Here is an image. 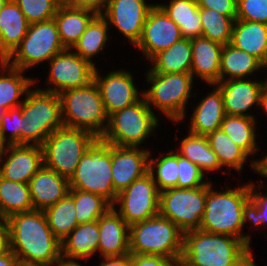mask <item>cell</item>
<instances>
[{"label": "cell", "instance_id": "6da1fadb", "mask_svg": "<svg viewBox=\"0 0 267 266\" xmlns=\"http://www.w3.org/2000/svg\"><path fill=\"white\" fill-rule=\"evenodd\" d=\"M9 249L22 264L54 266L61 257V242L53 235L43 210L16 213L5 219Z\"/></svg>", "mask_w": 267, "mask_h": 266}, {"label": "cell", "instance_id": "7a4b0ae2", "mask_svg": "<svg viewBox=\"0 0 267 266\" xmlns=\"http://www.w3.org/2000/svg\"><path fill=\"white\" fill-rule=\"evenodd\" d=\"M180 261L187 266H256L241 239L201 229L184 232Z\"/></svg>", "mask_w": 267, "mask_h": 266}, {"label": "cell", "instance_id": "3957f363", "mask_svg": "<svg viewBox=\"0 0 267 266\" xmlns=\"http://www.w3.org/2000/svg\"><path fill=\"white\" fill-rule=\"evenodd\" d=\"M211 188L212 184L209 181L205 211L199 229L239 238L250 248V236L241 233L247 221L250 183L223 192H217Z\"/></svg>", "mask_w": 267, "mask_h": 266}, {"label": "cell", "instance_id": "277c9868", "mask_svg": "<svg viewBox=\"0 0 267 266\" xmlns=\"http://www.w3.org/2000/svg\"><path fill=\"white\" fill-rule=\"evenodd\" d=\"M26 95L21 104V145L42 146L49 135L64 126L60 97L40 88L30 89Z\"/></svg>", "mask_w": 267, "mask_h": 266}, {"label": "cell", "instance_id": "5b68a950", "mask_svg": "<svg viewBox=\"0 0 267 266\" xmlns=\"http://www.w3.org/2000/svg\"><path fill=\"white\" fill-rule=\"evenodd\" d=\"M184 232L168 218L154 216L129 226L131 254L160 255L180 261Z\"/></svg>", "mask_w": 267, "mask_h": 266}, {"label": "cell", "instance_id": "8992f818", "mask_svg": "<svg viewBox=\"0 0 267 266\" xmlns=\"http://www.w3.org/2000/svg\"><path fill=\"white\" fill-rule=\"evenodd\" d=\"M59 97L64 126L89 131L96 137L104 134L108 115L94 80L86 86L64 90Z\"/></svg>", "mask_w": 267, "mask_h": 266}, {"label": "cell", "instance_id": "52a82bcc", "mask_svg": "<svg viewBox=\"0 0 267 266\" xmlns=\"http://www.w3.org/2000/svg\"><path fill=\"white\" fill-rule=\"evenodd\" d=\"M111 168V144L97 137L69 179L70 189L99 194L113 205L117 193L113 187Z\"/></svg>", "mask_w": 267, "mask_h": 266}, {"label": "cell", "instance_id": "ba28073f", "mask_svg": "<svg viewBox=\"0 0 267 266\" xmlns=\"http://www.w3.org/2000/svg\"><path fill=\"white\" fill-rule=\"evenodd\" d=\"M65 49L54 18L29 24L27 34L21 43L5 60H0V66L3 73L9 66L25 71L35 64L50 61L57 53Z\"/></svg>", "mask_w": 267, "mask_h": 266}, {"label": "cell", "instance_id": "9c48e42d", "mask_svg": "<svg viewBox=\"0 0 267 266\" xmlns=\"http://www.w3.org/2000/svg\"><path fill=\"white\" fill-rule=\"evenodd\" d=\"M97 137L86 130L63 126L42 144L43 165L70 179L87 148Z\"/></svg>", "mask_w": 267, "mask_h": 266}, {"label": "cell", "instance_id": "30bf717a", "mask_svg": "<svg viewBox=\"0 0 267 266\" xmlns=\"http://www.w3.org/2000/svg\"><path fill=\"white\" fill-rule=\"evenodd\" d=\"M158 123L152 108L142 97L134 104L110 114L101 138L111 145L139 147Z\"/></svg>", "mask_w": 267, "mask_h": 266}, {"label": "cell", "instance_id": "8fae6325", "mask_svg": "<svg viewBox=\"0 0 267 266\" xmlns=\"http://www.w3.org/2000/svg\"><path fill=\"white\" fill-rule=\"evenodd\" d=\"M147 81L152 86L142 92L148 106H155L177 123L185 118V107L191 95L193 77L191 73L160 74L147 72ZM152 104V105H151Z\"/></svg>", "mask_w": 267, "mask_h": 266}, {"label": "cell", "instance_id": "7c38bea8", "mask_svg": "<svg viewBox=\"0 0 267 266\" xmlns=\"http://www.w3.org/2000/svg\"><path fill=\"white\" fill-rule=\"evenodd\" d=\"M207 184L196 188H171L159 194V215L183 232L200 228L205 211Z\"/></svg>", "mask_w": 267, "mask_h": 266}, {"label": "cell", "instance_id": "4fadbf2b", "mask_svg": "<svg viewBox=\"0 0 267 266\" xmlns=\"http://www.w3.org/2000/svg\"><path fill=\"white\" fill-rule=\"evenodd\" d=\"M159 190L150 172L117 194L120 216L131 226L159 214Z\"/></svg>", "mask_w": 267, "mask_h": 266}, {"label": "cell", "instance_id": "5bb4252c", "mask_svg": "<svg viewBox=\"0 0 267 266\" xmlns=\"http://www.w3.org/2000/svg\"><path fill=\"white\" fill-rule=\"evenodd\" d=\"M71 49L57 53L50 61L49 84L54 87L44 91L60 94L62 91L83 87L94 80L96 66Z\"/></svg>", "mask_w": 267, "mask_h": 266}, {"label": "cell", "instance_id": "9a60e30c", "mask_svg": "<svg viewBox=\"0 0 267 266\" xmlns=\"http://www.w3.org/2000/svg\"><path fill=\"white\" fill-rule=\"evenodd\" d=\"M181 38L183 37L180 28L156 4L150 9L140 40L135 46L150 60L154 55L168 49Z\"/></svg>", "mask_w": 267, "mask_h": 266}, {"label": "cell", "instance_id": "2e32d148", "mask_svg": "<svg viewBox=\"0 0 267 266\" xmlns=\"http://www.w3.org/2000/svg\"><path fill=\"white\" fill-rule=\"evenodd\" d=\"M153 6L146 4L145 0H108L102 15L109 25L119 29L135 46L140 40L147 15Z\"/></svg>", "mask_w": 267, "mask_h": 266}, {"label": "cell", "instance_id": "e0dca14e", "mask_svg": "<svg viewBox=\"0 0 267 266\" xmlns=\"http://www.w3.org/2000/svg\"><path fill=\"white\" fill-rule=\"evenodd\" d=\"M105 76L102 79L97 68H95L94 81L99 87L108 116L141 99L130 72L122 69L121 71H112Z\"/></svg>", "mask_w": 267, "mask_h": 266}, {"label": "cell", "instance_id": "ac0fdd59", "mask_svg": "<svg viewBox=\"0 0 267 266\" xmlns=\"http://www.w3.org/2000/svg\"><path fill=\"white\" fill-rule=\"evenodd\" d=\"M150 152L138 147L111 145L112 179L118 194L149 172Z\"/></svg>", "mask_w": 267, "mask_h": 266}, {"label": "cell", "instance_id": "d6986e66", "mask_svg": "<svg viewBox=\"0 0 267 266\" xmlns=\"http://www.w3.org/2000/svg\"><path fill=\"white\" fill-rule=\"evenodd\" d=\"M7 149V150H6ZM4 156L9 154L5 162L0 158V176L6 180L27 183L43 166L42 146L7 145Z\"/></svg>", "mask_w": 267, "mask_h": 266}, {"label": "cell", "instance_id": "ffe728a7", "mask_svg": "<svg viewBox=\"0 0 267 266\" xmlns=\"http://www.w3.org/2000/svg\"><path fill=\"white\" fill-rule=\"evenodd\" d=\"M223 98L224 112L227 115L247 116L253 115L244 113L256 103L260 105V98L263 92L261 81L249 79H230L216 83Z\"/></svg>", "mask_w": 267, "mask_h": 266}, {"label": "cell", "instance_id": "44dd1931", "mask_svg": "<svg viewBox=\"0 0 267 266\" xmlns=\"http://www.w3.org/2000/svg\"><path fill=\"white\" fill-rule=\"evenodd\" d=\"M98 250L102 257L122 256L130 253L129 225L112 206L98 219Z\"/></svg>", "mask_w": 267, "mask_h": 266}, {"label": "cell", "instance_id": "7402d4cb", "mask_svg": "<svg viewBox=\"0 0 267 266\" xmlns=\"http://www.w3.org/2000/svg\"><path fill=\"white\" fill-rule=\"evenodd\" d=\"M34 210H45L63 199L70 189L69 179L44 165L28 182Z\"/></svg>", "mask_w": 267, "mask_h": 266}, {"label": "cell", "instance_id": "603a6c76", "mask_svg": "<svg viewBox=\"0 0 267 266\" xmlns=\"http://www.w3.org/2000/svg\"><path fill=\"white\" fill-rule=\"evenodd\" d=\"M192 65L190 73L215 86L219 82L223 45L205 37L191 38Z\"/></svg>", "mask_w": 267, "mask_h": 266}, {"label": "cell", "instance_id": "cb8c5ba5", "mask_svg": "<svg viewBox=\"0 0 267 266\" xmlns=\"http://www.w3.org/2000/svg\"><path fill=\"white\" fill-rule=\"evenodd\" d=\"M29 23L14 0L0 10V60H5L21 43Z\"/></svg>", "mask_w": 267, "mask_h": 266}, {"label": "cell", "instance_id": "d4e9b609", "mask_svg": "<svg viewBox=\"0 0 267 266\" xmlns=\"http://www.w3.org/2000/svg\"><path fill=\"white\" fill-rule=\"evenodd\" d=\"M230 44L262 63L267 61V24L235 20L232 27Z\"/></svg>", "mask_w": 267, "mask_h": 266}, {"label": "cell", "instance_id": "484cf974", "mask_svg": "<svg viewBox=\"0 0 267 266\" xmlns=\"http://www.w3.org/2000/svg\"><path fill=\"white\" fill-rule=\"evenodd\" d=\"M97 14L62 2L54 16L63 46L71 49Z\"/></svg>", "mask_w": 267, "mask_h": 266}, {"label": "cell", "instance_id": "4316f807", "mask_svg": "<svg viewBox=\"0 0 267 266\" xmlns=\"http://www.w3.org/2000/svg\"><path fill=\"white\" fill-rule=\"evenodd\" d=\"M215 87L213 92L197 104L194 113H192L189 132L206 136L220 129L225 112L221 91L217 85Z\"/></svg>", "mask_w": 267, "mask_h": 266}, {"label": "cell", "instance_id": "83f0119b", "mask_svg": "<svg viewBox=\"0 0 267 266\" xmlns=\"http://www.w3.org/2000/svg\"><path fill=\"white\" fill-rule=\"evenodd\" d=\"M98 220L77 225L61 241V257L66 260L88 259L98 251Z\"/></svg>", "mask_w": 267, "mask_h": 266}, {"label": "cell", "instance_id": "f1b7e54d", "mask_svg": "<svg viewBox=\"0 0 267 266\" xmlns=\"http://www.w3.org/2000/svg\"><path fill=\"white\" fill-rule=\"evenodd\" d=\"M152 68L148 72L160 74L190 73L192 65V47L190 38H181L168 49L154 55Z\"/></svg>", "mask_w": 267, "mask_h": 266}, {"label": "cell", "instance_id": "f546056e", "mask_svg": "<svg viewBox=\"0 0 267 266\" xmlns=\"http://www.w3.org/2000/svg\"><path fill=\"white\" fill-rule=\"evenodd\" d=\"M158 5L180 28L182 37L191 39L201 36L200 8L196 0H171L169 5Z\"/></svg>", "mask_w": 267, "mask_h": 266}, {"label": "cell", "instance_id": "4dcf8cb0", "mask_svg": "<svg viewBox=\"0 0 267 266\" xmlns=\"http://www.w3.org/2000/svg\"><path fill=\"white\" fill-rule=\"evenodd\" d=\"M262 68V62L251 54L242 51L230 43L223 46L220 60L219 81H224V76L230 79H242Z\"/></svg>", "mask_w": 267, "mask_h": 266}, {"label": "cell", "instance_id": "1f68e13d", "mask_svg": "<svg viewBox=\"0 0 267 266\" xmlns=\"http://www.w3.org/2000/svg\"><path fill=\"white\" fill-rule=\"evenodd\" d=\"M34 210L29 185L9 181L0 176V218Z\"/></svg>", "mask_w": 267, "mask_h": 266}, {"label": "cell", "instance_id": "d6a6232c", "mask_svg": "<svg viewBox=\"0 0 267 266\" xmlns=\"http://www.w3.org/2000/svg\"><path fill=\"white\" fill-rule=\"evenodd\" d=\"M177 153L196 164L203 173L221 168L217 155L210 148L207 137L204 135L189 132V136L181 141Z\"/></svg>", "mask_w": 267, "mask_h": 266}, {"label": "cell", "instance_id": "836d02e7", "mask_svg": "<svg viewBox=\"0 0 267 266\" xmlns=\"http://www.w3.org/2000/svg\"><path fill=\"white\" fill-rule=\"evenodd\" d=\"M108 25L106 18L102 14H97L72 47L76 54L94 66L95 64L90 59L105 47L108 38Z\"/></svg>", "mask_w": 267, "mask_h": 266}, {"label": "cell", "instance_id": "e575fe53", "mask_svg": "<svg viewBox=\"0 0 267 266\" xmlns=\"http://www.w3.org/2000/svg\"><path fill=\"white\" fill-rule=\"evenodd\" d=\"M255 118L225 114L220 129L248 155L257 152ZM257 147V148H256ZM256 151V152H255Z\"/></svg>", "mask_w": 267, "mask_h": 266}, {"label": "cell", "instance_id": "d590c367", "mask_svg": "<svg viewBox=\"0 0 267 266\" xmlns=\"http://www.w3.org/2000/svg\"><path fill=\"white\" fill-rule=\"evenodd\" d=\"M44 213L53 235L60 242L78 225L75 203L69 194L56 204L47 207Z\"/></svg>", "mask_w": 267, "mask_h": 266}, {"label": "cell", "instance_id": "8d00e7d4", "mask_svg": "<svg viewBox=\"0 0 267 266\" xmlns=\"http://www.w3.org/2000/svg\"><path fill=\"white\" fill-rule=\"evenodd\" d=\"M210 148L217 155L219 163L222 166H228L237 171L243 169V163L249 156L241 147L237 146L233 140L222 131L217 129L206 135Z\"/></svg>", "mask_w": 267, "mask_h": 266}, {"label": "cell", "instance_id": "74e56055", "mask_svg": "<svg viewBox=\"0 0 267 266\" xmlns=\"http://www.w3.org/2000/svg\"><path fill=\"white\" fill-rule=\"evenodd\" d=\"M68 194L75 203L78 225L97 221L112 207V204L99 194L76 189H69Z\"/></svg>", "mask_w": 267, "mask_h": 266}, {"label": "cell", "instance_id": "f35d334b", "mask_svg": "<svg viewBox=\"0 0 267 266\" xmlns=\"http://www.w3.org/2000/svg\"><path fill=\"white\" fill-rule=\"evenodd\" d=\"M9 71V72H8ZM25 72L21 69L10 66L7 76L0 75V107L9 110L19 107L21 103L17 101L21 95L27 94L30 86L34 83L33 78L22 76Z\"/></svg>", "mask_w": 267, "mask_h": 266}, {"label": "cell", "instance_id": "ab89813d", "mask_svg": "<svg viewBox=\"0 0 267 266\" xmlns=\"http://www.w3.org/2000/svg\"><path fill=\"white\" fill-rule=\"evenodd\" d=\"M200 20L202 37L223 46L230 43L234 23L231 17L218 13L214 9L200 8Z\"/></svg>", "mask_w": 267, "mask_h": 266}, {"label": "cell", "instance_id": "60d3db41", "mask_svg": "<svg viewBox=\"0 0 267 266\" xmlns=\"http://www.w3.org/2000/svg\"><path fill=\"white\" fill-rule=\"evenodd\" d=\"M156 167V169H154ZM149 172L157 185L159 192L167 189L177 188L178 183V153L169 151L159 161L149 158ZM156 170V176L154 171ZM155 176V177H154Z\"/></svg>", "mask_w": 267, "mask_h": 266}, {"label": "cell", "instance_id": "b9f144b4", "mask_svg": "<svg viewBox=\"0 0 267 266\" xmlns=\"http://www.w3.org/2000/svg\"><path fill=\"white\" fill-rule=\"evenodd\" d=\"M29 24L53 19L63 0H14Z\"/></svg>", "mask_w": 267, "mask_h": 266}, {"label": "cell", "instance_id": "7bdbcfd3", "mask_svg": "<svg viewBox=\"0 0 267 266\" xmlns=\"http://www.w3.org/2000/svg\"><path fill=\"white\" fill-rule=\"evenodd\" d=\"M178 183L177 188H196L206 185L204 174L200 168L189 159L178 154Z\"/></svg>", "mask_w": 267, "mask_h": 266}, {"label": "cell", "instance_id": "ee69618b", "mask_svg": "<svg viewBox=\"0 0 267 266\" xmlns=\"http://www.w3.org/2000/svg\"><path fill=\"white\" fill-rule=\"evenodd\" d=\"M236 19L267 24V0H237Z\"/></svg>", "mask_w": 267, "mask_h": 266}, {"label": "cell", "instance_id": "f6af8a7d", "mask_svg": "<svg viewBox=\"0 0 267 266\" xmlns=\"http://www.w3.org/2000/svg\"><path fill=\"white\" fill-rule=\"evenodd\" d=\"M8 124L11 127V134H9V141L6 139V130ZM0 135L3 141H7V145H21V105L19 107L7 110L0 122Z\"/></svg>", "mask_w": 267, "mask_h": 266}, {"label": "cell", "instance_id": "bcb514c9", "mask_svg": "<svg viewBox=\"0 0 267 266\" xmlns=\"http://www.w3.org/2000/svg\"><path fill=\"white\" fill-rule=\"evenodd\" d=\"M255 185L250 183V202L247 208V221L259 225H267V195L254 191Z\"/></svg>", "mask_w": 267, "mask_h": 266}, {"label": "cell", "instance_id": "7dc6e473", "mask_svg": "<svg viewBox=\"0 0 267 266\" xmlns=\"http://www.w3.org/2000/svg\"><path fill=\"white\" fill-rule=\"evenodd\" d=\"M199 8L214 9L218 13L237 18V0H196Z\"/></svg>", "mask_w": 267, "mask_h": 266}, {"label": "cell", "instance_id": "c3c4849f", "mask_svg": "<svg viewBox=\"0 0 267 266\" xmlns=\"http://www.w3.org/2000/svg\"><path fill=\"white\" fill-rule=\"evenodd\" d=\"M176 261L160 255L131 254V266H174Z\"/></svg>", "mask_w": 267, "mask_h": 266}, {"label": "cell", "instance_id": "681fc988", "mask_svg": "<svg viewBox=\"0 0 267 266\" xmlns=\"http://www.w3.org/2000/svg\"><path fill=\"white\" fill-rule=\"evenodd\" d=\"M69 6L88 9L96 14H103L102 9H106L108 0H63Z\"/></svg>", "mask_w": 267, "mask_h": 266}, {"label": "cell", "instance_id": "f907efd6", "mask_svg": "<svg viewBox=\"0 0 267 266\" xmlns=\"http://www.w3.org/2000/svg\"><path fill=\"white\" fill-rule=\"evenodd\" d=\"M99 266H131V253L122 256L103 257Z\"/></svg>", "mask_w": 267, "mask_h": 266}, {"label": "cell", "instance_id": "816d5d0a", "mask_svg": "<svg viewBox=\"0 0 267 266\" xmlns=\"http://www.w3.org/2000/svg\"><path fill=\"white\" fill-rule=\"evenodd\" d=\"M9 250V231L5 219L0 218V254Z\"/></svg>", "mask_w": 267, "mask_h": 266}, {"label": "cell", "instance_id": "f5cc1de1", "mask_svg": "<svg viewBox=\"0 0 267 266\" xmlns=\"http://www.w3.org/2000/svg\"><path fill=\"white\" fill-rule=\"evenodd\" d=\"M20 263L19 259L10 249L0 254V266H18Z\"/></svg>", "mask_w": 267, "mask_h": 266}, {"label": "cell", "instance_id": "db71d44e", "mask_svg": "<svg viewBox=\"0 0 267 266\" xmlns=\"http://www.w3.org/2000/svg\"><path fill=\"white\" fill-rule=\"evenodd\" d=\"M55 266H81L79 263L76 262V260H65L61 258Z\"/></svg>", "mask_w": 267, "mask_h": 266}, {"label": "cell", "instance_id": "11a10c76", "mask_svg": "<svg viewBox=\"0 0 267 266\" xmlns=\"http://www.w3.org/2000/svg\"><path fill=\"white\" fill-rule=\"evenodd\" d=\"M252 169H255V171H257L256 173H259V166L260 165H267V155L263 157V159L261 161L259 160H254V162L252 161Z\"/></svg>", "mask_w": 267, "mask_h": 266}, {"label": "cell", "instance_id": "9f6ffc18", "mask_svg": "<svg viewBox=\"0 0 267 266\" xmlns=\"http://www.w3.org/2000/svg\"><path fill=\"white\" fill-rule=\"evenodd\" d=\"M259 106L263 107L264 110L267 112V91H265V90H263V92H262Z\"/></svg>", "mask_w": 267, "mask_h": 266}, {"label": "cell", "instance_id": "6f0895ef", "mask_svg": "<svg viewBox=\"0 0 267 266\" xmlns=\"http://www.w3.org/2000/svg\"><path fill=\"white\" fill-rule=\"evenodd\" d=\"M5 144H7V143L3 141V139L0 135V158L3 156V153L6 149Z\"/></svg>", "mask_w": 267, "mask_h": 266}, {"label": "cell", "instance_id": "680465c9", "mask_svg": "<svg viewBox=\"0 0 267 266\" xmlns=\"http://www.w3.org/2000/svg\"><path fill=\"white\" fill-rule=\"evenodd\" d=\"M259 174L267 178V165L259 166Z\"/></svg>", "mask_w": 267, "mask_h": 266}, {"label": "cell", "instance_id": "91938a15", "mask_svg": "<svg viewBox=\"0 0 267 266\" xmlns=\"http://www.w3.org/2000/svg\"><path fill=\"white\" fill-rule=\"evenodd\" d=\"M267 67V61L262 63V68H266ZM262 86H263V90L267 91V79L266 81L262 82Z\"/></svg>", "mask_w": 267, "mask_h": 266}, {"label": "cell", "instance_id": "94428289", "mask_svg": "<svg viewBox=\"0 0 267 266\" xmlns=\"http://www.w3.org/2000/svg\"><path fill=\"white\" fill-rule=\"evenodd\" d=\"M7 110L3 107H0V122H1V119L3 117V114L6 112Z\"/></svg>", "mask_w": 267, "mask_h": 266}, {"label": "cell", "instance_id": "6125c7cd", "mask_svg": "<svg viewBox=\"0 0 267 266\" xmlns=\"http://www.w3.org/2000/svg\"><path fill=\"white\" fill-rule=\"evenodd\" d=\"M8 0H0V10L3 8V6L5 5V3L7 2Z\"/></svg>", "mask_w": 267, "mask_h": 266}, {"label": "cell", "instance_id": "be15d7a7", "mask_svg": "<svg viewBox=\"0 0 267 266\" xmlns=\"http://www.w3.org/2000/svg\"><path fill=\"white\" fill-rule=\"evenodd\" d=\"M175 266H187L181 261H177Z\"/></svg>", "mask_w": 267, "mask_h": 266}, {"label": "cell", "instance_id": "e7e4bbea", "mask_svg": "<svg viewBox=\"0 0 267 266\" xmlns=\"http://www.w3.org/2000/svg\"><path fill=\"white\" fill-rule=\"evenodd\" d=\"M18 266H35V265H28V264H22V263H20Z\"/></svg>", "mask_w": 267, "mask_h": 266}]
</instances>
